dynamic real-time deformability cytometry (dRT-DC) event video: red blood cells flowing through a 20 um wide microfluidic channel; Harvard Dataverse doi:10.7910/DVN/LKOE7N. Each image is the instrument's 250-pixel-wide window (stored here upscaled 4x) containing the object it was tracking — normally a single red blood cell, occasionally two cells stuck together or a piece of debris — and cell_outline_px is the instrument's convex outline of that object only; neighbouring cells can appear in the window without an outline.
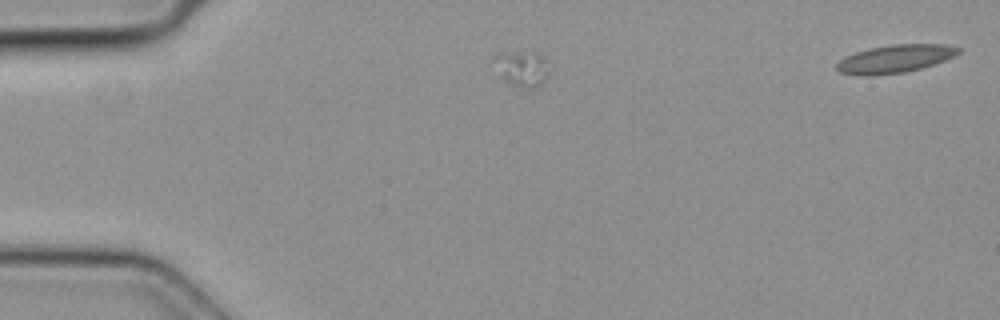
{"species": "common noctule bat (a hibernating species)", "species_latin": "Nyctalus noctula", "temperature_condition": "cold", "stored_images_in_passage": 3, "camera_frame_rate_fps": 3000, "um_per_image_px": 0.085, "animal": {"sex": "female", "body_mass_g": 19.3, "forearm_length_mm": 54.1}, "frame": {"image": 1, "passage_image": 1, "time_ms": 0.0, "image_size_px": [1000, 320], "cell_outline_px": [[548, 76], [536, 88], [520, 88], [500, 76], [492, 60], [496, 56], [504, 52], [532, 48], [540, 52], [544, 56], [548, 72]], "centroid_in_image_um": [44.39, 5.74], "position_along_channel_um": 40.6, "area_um2": 11.85}}